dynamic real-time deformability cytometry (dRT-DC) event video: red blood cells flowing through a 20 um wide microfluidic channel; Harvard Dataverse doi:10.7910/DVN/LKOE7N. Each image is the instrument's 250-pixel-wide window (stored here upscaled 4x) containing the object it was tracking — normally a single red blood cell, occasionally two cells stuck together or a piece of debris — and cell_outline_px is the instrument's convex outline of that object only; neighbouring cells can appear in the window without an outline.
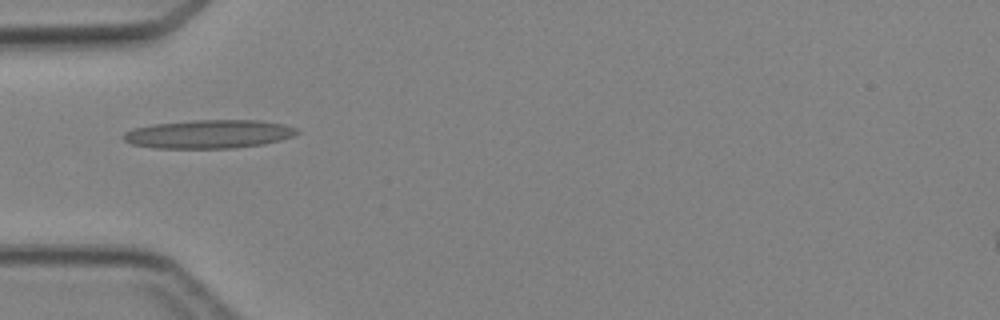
{"species": "Egyptian fruit bat (a non-hibernating species)", "species_latin": "Rousettus aegyptiacus", "temperature_condition": "cold", "stored_images_in_passage": 1, "camera_frame_rate_fps": 3000, "um_per_image_px": 0.085, "animal": {"sex": "female"}, "frame": {"image": 1, "passage_image": 1, "time_ms": 0.0, "image_size_px": [1000, 320], "cell_outline_px": [[300, 132], [292, 136], [280, 140], [264, 144], [232, 148], [152, 148], [132, 144], [124, 140], [120, 136], [124, 132], [132, 128], [152, 124], [192, 120], [260, 120], [284, 124], [296, 128]], "centroid_in_image_um": [17.71, 11.39], "position_along_channel_um": 67.3, "area_um2": 29.07}}